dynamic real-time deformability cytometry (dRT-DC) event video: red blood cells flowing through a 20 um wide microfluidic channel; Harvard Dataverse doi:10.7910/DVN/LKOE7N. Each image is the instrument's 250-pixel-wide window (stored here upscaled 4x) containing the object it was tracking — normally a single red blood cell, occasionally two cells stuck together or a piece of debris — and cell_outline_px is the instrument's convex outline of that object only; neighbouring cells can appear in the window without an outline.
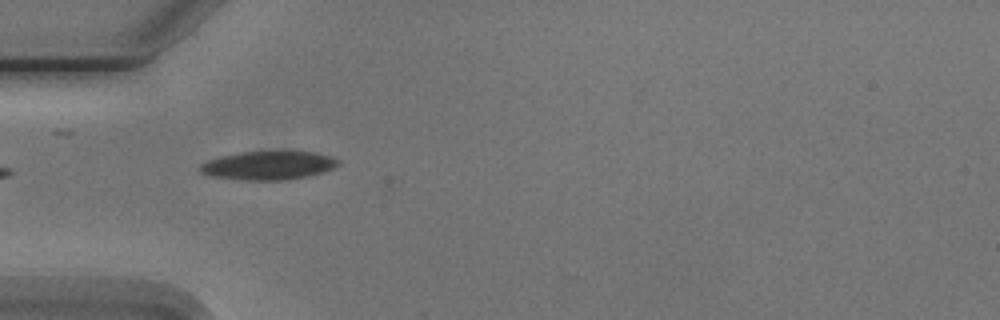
{"species": "Egyptian fruit bat (a non-hibernating species)", "species_latin": "Rousettus aegyptiacus", "temperature_condition": "cold", "stored_images_in_passage": 8, "camera_frame_rate_fps": 3000, "um_per_image_px": 0.085, "animal": {"sex": "male"}, "frame": {"image": 1, "passage_image": 5, "time_ms": 5.667, "image_size_px": [1000, 320], "cell_outline_px": [[340, 164], [332, 168], [308, 176], [288, 180], [244, 180], [212, 176], [200, 172], [200, 164], [208, 160], [240, 152], [284, 148], [316, 152], [332, 156], [340, 160]], "centroid_in_image_um": [22.88, 14.01], "position_along_channel_um": 62.1, "area_um2": 23.87}}
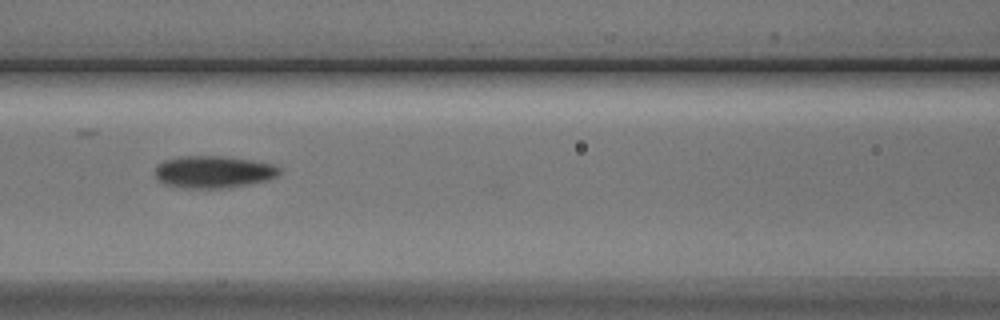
{"frame": {"image": 2, "passage_image": 7, "time_ms": 8.0, "image_size_px": [1000, 320], "cell_outline_px": [[280, 172], [276, 176], [268, 180], [248, 184], [224, 188], [184, 188], [164, 184], [156, 180], [156, 164], [164, 160], [180, 156], [224, 156], [252, 160], [272, 164], [280, 168]], "centroid_in_image_um": [18.11, 14.61], "position_along_channel_um": 148.5, "area_um2": 23.41}}
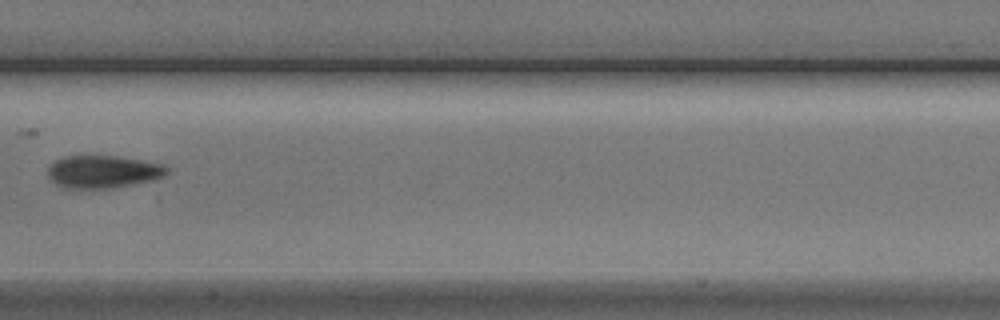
{"frame": {"image": 3, "passage_image": 8, "time_ms": 9.333, "image_size_px": [1000, 320], "cell_outline_px": [[168, 172], [164, 176], [152, 180], [112, 188], [64, 188], [56, 184], [48, 176], [48, 164], [60, 156], [84, 152], [116, 156], [164, 164], [168, 168]], "centroid_in_image_um": [8.67, 14.54], "position_along_channel_um": 198.7, "area_um2": 23.52}}